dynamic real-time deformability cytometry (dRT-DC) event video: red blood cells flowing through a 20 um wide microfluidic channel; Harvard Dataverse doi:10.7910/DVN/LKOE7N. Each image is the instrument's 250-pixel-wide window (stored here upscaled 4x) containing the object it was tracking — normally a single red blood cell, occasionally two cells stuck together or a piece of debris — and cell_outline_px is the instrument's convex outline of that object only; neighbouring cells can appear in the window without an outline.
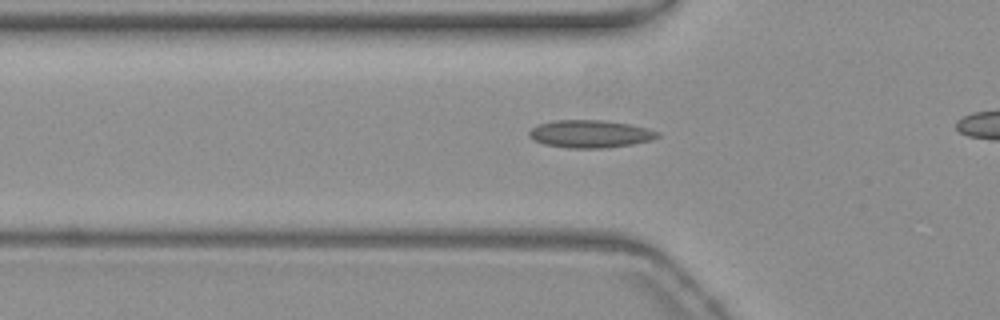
{"species": "common noctule bat (a hibernating species)", "species_latin": "Nyctalus noctula", "temperature_condition": "warm", "stored_images_in_passage": 45, "camera_frame_rate_fps": 3000, "um_per_image_px": 0.085, "animal": {"sex": "female", "body_mass_g": 19.3, "forearm_length_mm": 54.1}, "frame": {"image": 1, "passage_image": 19, "time_ms": 6.0, "image_size_px": [1000, 320], "cell_outline_px": [[660, 136], [652, 140], [632, 144], [604, 148], [568, 148], [544, 144], [532, 140], [528, 136], [528, 132], [532, 128], [540, 124], [552, 120], [604, 120], [628, 124], [660, 132]], "centroid_in_image_um": [50.13, 11.38], "position_along_channel_um": 75.7, "area_um2": 20.69}}
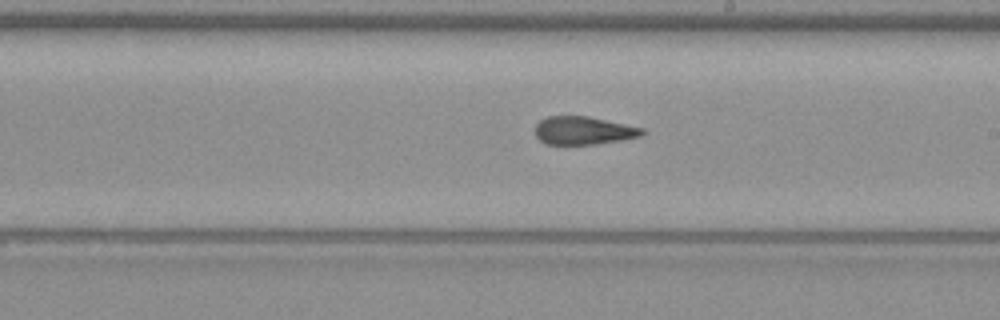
{"frame": {"image": 2, "passage_image": 32, "time_ms": 10.333, "image_size_px": [1000, 320], "cell_outline_px": [[644, 132], [640, 136], [620, 140], [596, 144], [544, 144], [536, 136], [536, 124], [540, 120], [548, 116], [588, 116], [644, 128]], "centroid_in_image_um": [49.57, 11.09], "position_along_channel_um": 239.4, "area_um2": 17.4}}
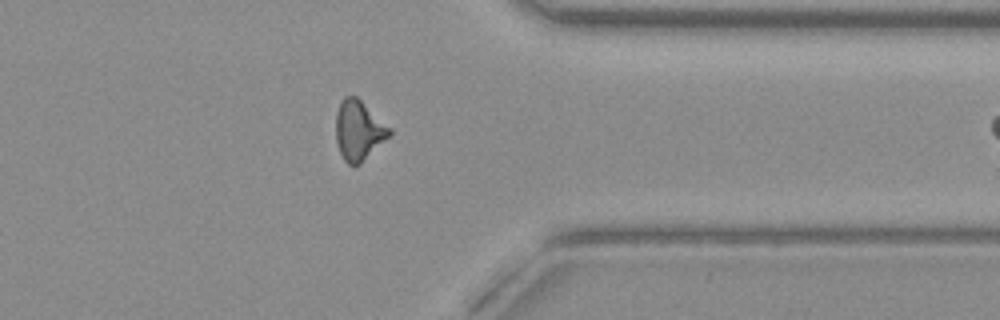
{"frame": {"image": 3, "passage_image": 44, "time_ms": 14.333, "image_size_px": [1000, 320], "cell_outline_px": [[392, 132], [360, 164], [348, 164], [344, 160], [340, 152], [336, 140], [336, 112], [340, 100], [344, 96], [356, 96], [392, 128]], "centroid_in_image_um": [30.47, 11.05], "position_along_channel_um": 380.9, "area_um2": 18.5}}